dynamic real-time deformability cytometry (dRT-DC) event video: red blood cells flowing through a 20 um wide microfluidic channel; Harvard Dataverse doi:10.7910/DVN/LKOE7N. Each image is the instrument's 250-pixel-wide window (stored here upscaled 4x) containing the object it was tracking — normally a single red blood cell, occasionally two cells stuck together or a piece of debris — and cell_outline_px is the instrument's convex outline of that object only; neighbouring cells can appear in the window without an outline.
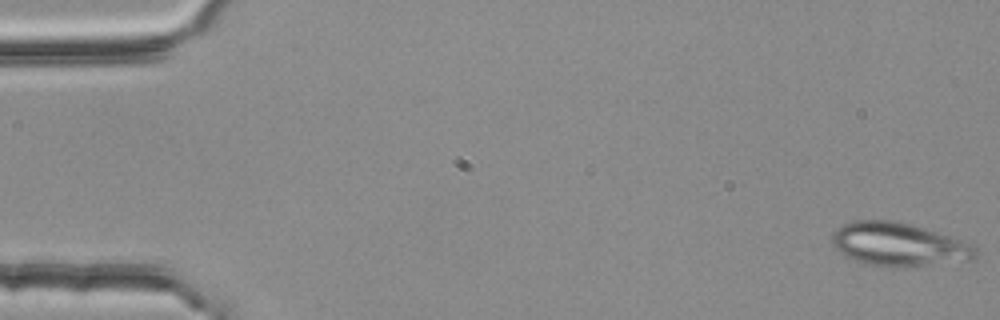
{"species": "common noctule bat (a hibernating species)", "species_latin": "Nyctalus noctula", "temperature_condition": "room temperature", "stored_images_in_passage": 16, "camera_frame_rate_fps": 3000, "um_per_image_px": 0.085, "animal": {"sex": "female", "body_mass_g": 25.1}, "frame": {"image": 1, "passage_image": 1, "time_ms": 0.0, "image_size_px": [1000, 320], "cell_outline_px": [[980, 252], [976, 260], [904, 268], [892, 268], [868, 264], [844, 256], [832, 244], [832, 236], [836, 228], [852, 220], [896, 220], [964, 240], [972, 244]], "centroid_in_image_um": [76.45, 20.8], "position_along_channel_um": 8.5, "area_um2": 36.99}}